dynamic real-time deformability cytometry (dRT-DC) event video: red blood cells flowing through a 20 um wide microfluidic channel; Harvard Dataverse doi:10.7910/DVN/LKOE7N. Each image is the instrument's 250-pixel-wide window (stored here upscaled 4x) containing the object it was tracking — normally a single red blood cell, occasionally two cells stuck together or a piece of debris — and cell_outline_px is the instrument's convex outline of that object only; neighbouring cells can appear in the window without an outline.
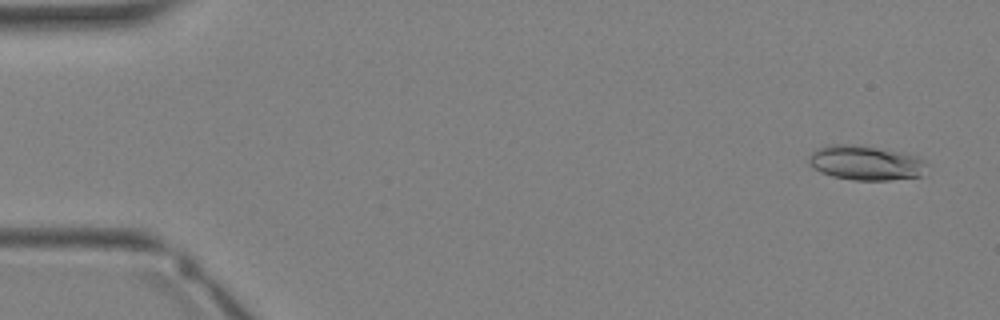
{"species": "Egyptian fruit bat (a non-hibernating species)", "species_latin": "Rousettus aegyptiacus", "temperature_condition": "warm", "stored_images_in_passage": 35, "camera_frame_rate_fps": 3000, "um_per_image_px": 0.085, "animal": {"sex": "female"}, "frame": {"image": 1, "passage_image": 2, "time_ms": 0.333, "image_size_px": [1000, 320], "cell_outline_px": [[928, 164], [920, 176], [888, 180], [852, 180], [832, 176], [820, 172], [808, 164], [808, 156], [816, 148], [824, 144], [852, 144], [900, 152], [916, 156], [924, 160]], "centroid_in_image_um": [73.52, 13.84], "position_along_channel_um": 11.5, "area_um2": 23.87}}
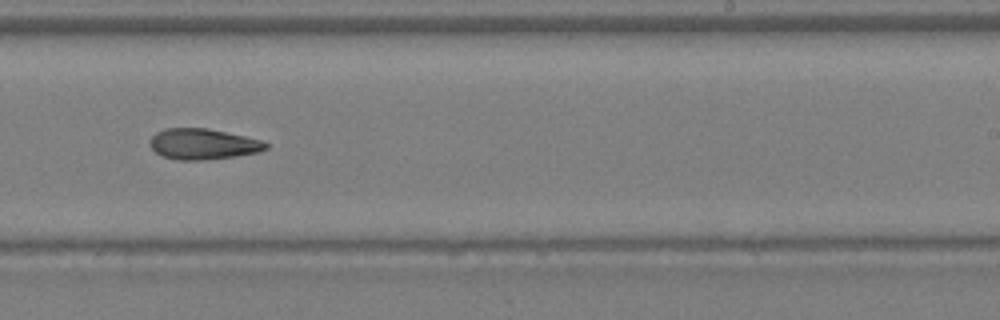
{"frame": {"image": 2, "passage_image": 22, "time_ms": 7.0, "image_size_px": [1000, 320], "cell_outline_px": [[268, 148], [260, 152], [236, 156], [204, 160], [176, 160], [164, 156], [156, 152], [148, 144], [152, 136], [156, 132], [164, 128], [208, 128], [264, 140], [268, 144]], "centroid_in_image_um": [17.28, 12.24], "position_along_channel_um": 271.7, "area_um2": 20.98}}
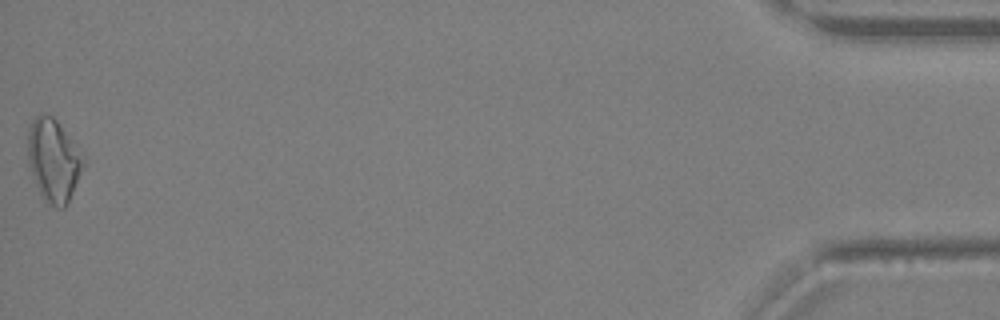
{"frame": {"image": 3, "passage_image": 35, "time_ms": 11.333, "image_size_px": [1000, 320], "cell_outline_px": [[84, 164], [68, 204], [64, 208], [56, 208], [40, 192], [32, 172], [28, 160], [28, 128], [32, 120], [40, 112], [52, 116], [56, 120], [84, 160]], "centroid_in_image_um": [4.52, 13.6], "position_along_channel_um": 430.7, "area_um2": 25.78}}